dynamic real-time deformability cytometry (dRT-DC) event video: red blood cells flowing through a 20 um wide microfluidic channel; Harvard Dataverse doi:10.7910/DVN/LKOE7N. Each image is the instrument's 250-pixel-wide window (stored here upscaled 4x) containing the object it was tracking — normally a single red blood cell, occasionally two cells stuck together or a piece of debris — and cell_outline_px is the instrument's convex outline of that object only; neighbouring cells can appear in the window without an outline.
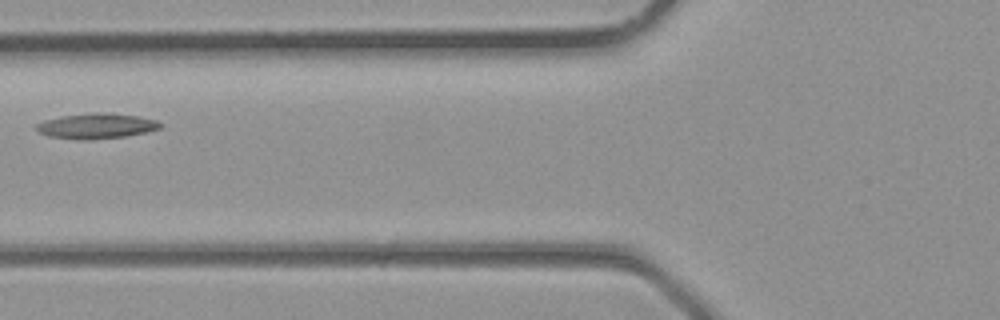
{"species": "common noctule bat (a hibernating species)", "species_latin": "Nyctalus noctula", "temperature_condition": "room temperature", "stored_images_in_passage": 7, "camera_frame_rate_fps": 3000, "um_per_image_px": 0.085, "animal": {"sex": "male", "body_mass_g": 23.1, "forearm_length_mm": 52.7}, "frame": {"image": 1, "passage_image": 7, "time_ms": 2.0, "image_size_px": [1000, 320], "cell_outline_px": [[164, 124], [160, 128], [144, 132], [124, 136], [92, 140], [76, 140], [48, 136], [32, 128], [36, 124], [44, 120], [60, 116], [92, 112], [104, 112], [140, 116], [156, 120]], "centroid_in_image_um": [8.15, 10.7], "position_along_channel_um": 117.6, "area_um2": 18.55}}